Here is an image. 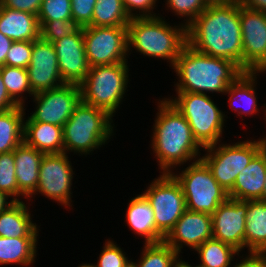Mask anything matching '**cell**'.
<instances>
[{
  "mask_svg": "<svg viewBox=\"0 0 266 267\" xmlns=\"http://www.w3.org/2000/svg\"><path fill=\"white\" fill-rule=\"evenodd\" d=\"M78 267H90V266H89V263L88 264L83 263L82 265H79Z\"/></svg>",
  "mask_w": 266,
  "mask_h": 267,
  "instance_id": "816d5d0a",
  "label": "cell"
},
{
  "mask_svg": "<svg viewBox=\"0 0 266 267\" xmlns=\"http://www.w3.org/2000/svg\"><path fill=\"white\" fill-rule=\"evenodd\" d=\"M15 107H18V105L8 95L0 71V112H4Z\"/></svg>",
  "mask_w": 266,
  "mask_h": 267,
  "instance_id": "7bdbcfd3",
  "label": "cell"
},
{
  "mask_svg": "<svg viewBox=\"0 0 266 267\" xmlns=\"http://www.w3.org/2000/svg\"><path fill=\"white\" fill-rule=\"evenodd\" d=\"M27 71L29 84L34 94L65 84L60 75L53 43L40 37L33 41L31 61Z\"/></svg>",
  "mask_w": 266,
  "mask_h": 267,
  "instance_id": "2e32d148",
  "label": "cell"
},
{
  "mask_svg": "<svg viewBox=\"0 0 266 267\" xmlns=\"http://www.w3.org/2000/svg\"><path fill=\"white\" fill-rule=\"evenodd\" d=\"M67 154L64 152L44 154L39 167L38 187L28 199L39 193L66 208L72 207L71 191L74 172Z\"/></svg>",
  "mask_w": 266,
  "mask_h": 267,
  "instance_id": "7c38bea8",
  "label": "cell"
},
{
  "mask_svg": "<svg viewBox=\"0 0 266 267\" xmlns=\"http://www.w3.org/2000/svg\"><path fill=\"white\" fill-rule=\"evenodd\" d=\"M142 195L154 210L156 229L166 237L186 210L180 183L171 173H162Z\"/></svg>",
  "mask_w": 266,
  "mask_h": 267,
  "instance_id": "30bf717a",
  "label": "cell"
},
{
  "mask_svg": "<svg viewBox=\"0 0 266 267\" xmlns=\"http://www.w3.org/2000/svg\"><path fill=\"white\" fill-rule=\"evenodd\" d=\"M44 153L24 141L14 150L15 175L18 189L29 198L37 189L39 167Z\"/></svg>",
  "mask_w": 266,
  "mask_h": 267,
  "instance_id": "ffe728a7",
  "label": "cell"
},
{
  "mask_svg": "<svg viewBox=\"0 0 266 267\" xmlns=\"http://www.w3.org/2000/svg\"><path fill=\"white\" fill-rule=\"evenodd\" d=\"M125 252L112 240H106L97 265L89 264L90 267H128L131 264Z\"/></svg>",
  "mask_w": 266,
  "mask_h": 267,
  "instance_id": "8d00e7d4",
  "label": "cell"
},
{
  "mask_svg": "<svg viewBox=\"0 0 266 267\" xmlns=\"http://www.w3.org/2000/svg\"><path fill=\"white\" fill-rule=\"evenodd\" d=\"M36 109L24 122H44L63 127L82 101L80 86L63 84L51 90L36 93Z\"/></svg>",
  "mask_w": 266,
  "mask_h": 267,
  "instance_id": "4fadbf2b",
  "label": "cell"
},
{
  "mask_svg": "<svg viewBox=\"0 0 266 267\" xmlns=\"http://www.w3.org/2000/svg\"><path fill=\"white\" fill-rule=\"evenodd\" d=\"M264 112H265V114H264V117L265 118H263V119H265V121H266V108H265V111ZM264 138H266V136Z\"/></svg>",
  "mask_w": 266,
  "mask_h": 267,
  "instance_id": "f5cc1de1",
  "label": "cell"
},
{
  "mask_svg": "<svg viewBox=\"0 0 266 267\" xmlns=\"http://www.w3.org/2000/svg\"><path fill=\"white\" fill-rule=\"evenodd\" d=\"M129 228L145 239V244L164 241V236L156 229L154 210L148 200L139 194L130 200L126 209Z\"/></svg>",
  "mask_w": 266,
  "mask_h": 267,
  "instance_id": "7402d4cb",
  "label": "cell"
},
{
  "mask_svg": "<svg viewBox=\"0 0 266 267\" xmlns=\"http://www.w3.org/2000/svg\"><path fill=\"white\" fill-rule=\"evenodd\" d=\"M240 6L266 12V0H238Z\"/></svg>",
  "mask_w": 266,
  "mask_h": 267,
  "instance_id": "f6af8a7d",
  "label": "cell"
},
{
  "mask_svg": "<svg viewBox=\"0 0 266 267\" xmlns=\"http://www.w3.org/2000/svg\"><path fill=\"white\" fill-rule=\"evenodd\" d=\"M266 182V153L261 149L237 175L233 188L228 192L231 199L239 201L259 200Z\"/></svg>",
  "mask_w": 266,
  "mask_h": 267,
  "instance_id": "d6986e66",
  "label": "cell"
},
{
  "mask_svg": "<svg viewBox=\"0 0 266 267\" xmlns=\"http://www.w3.org/2000/svg\"><path fill=\"white\" fill-rule=\"evenodd\" d=\"M0 32L12 41H34L40 37L38 16L0 4Z\"/></svg>",
  "mask_w": 266,
  "mask_h": 267,
  "instance_id": "44dd1931",
  "label": "cell"
},
{
  "mask_svg": "<svg viewBox=\"0 0 266 267\" xmlns=\"http://www.w3.org/2000/svg\"><path fill=\"white\" fill-rule=\"evenodd\" d=\"M43 0H0L3 7L38 15Z\"/></svg>",
  "mask_w": 266,
  "mask_h": 267,
  "instance_id": "60d3db41",
  "label": "cell"
},
{
  "mask_svg": "<svg viewBox=\"0 0 266 267\" xmlns=\"http://www.w3.org/2000/svg\"><path fill=\"white\" fill-rule=\"evenodd\" d=\"M37 238L0 236V265L30 266L36 260Z\"/></svg>",
  "mask_w": 266,
  "mask_h": 267,
  "instance_id": "4316f807",
  "label": "cell"
},
{
  "mask_svg": "<svg viewBox=\"0 0 266 267\" xmlns=\"http://www.w3.org/2000/svg\"><path fill=\"white\" fill-rule=\"evenodd\" d=\"M40 38L54 42L68 35L77 34L83 27L75 19L39 22Z\"/></svg>",
  "mask_w": 266,
  "mask_h": 267,
  "instance_id": "836d02e7",
  "label": "cell"
},
{
  "mask_svg": "<svg viewBox=\"0 0 266 267\" xmlns=\"http://www.w3.org/2000/svg\"><path fill=\"white\" fill-rule=\"evenodd\" d=\"M156 2L157 0H122L124 9L130 18L158 16L153 12V9H156L154 8Z\"/></svg>",
  "mask_w": 266,
  "mask_h": 267,
  "instance_id": "ab89813d",
  "label": "cell"
},
{
  "mask_svg": "<svg viewBox=\"0 0 266 267\" xmlns=\"http://www.w3.org/2000/svg\"><path fill=\"white\" fill-rule=\"evenodd\" d=\"M264 184H265L264 185V191H263L262 196L259 200L263 203H266V182Z\"/></svg>",
  "mask_w": 266,
  "mask_h": 267,
  "instance_id": "681fc988",
  "label": "cell"
},
{
  "mask_svg": "<svg viewBox=\"0 0 266 267\" xmlns=\"http://www.w3.org/2000/svg\"><path fill=\"white\" fill-rule=\"evenodd\" d=\"M9 197L11 196H9L6 192L0 190V213L7 210L12 204L16 202L12 198H10L11 200H8Z\"/></svg>",
  "mask_w": 266,
  "mask_h": 267,
  "instance_id": "bcb514c9",
  "label": "cell"
},
{
  "mask_svg": "<svg viewBox=\"0 0 266 267\" xmlns=\"http://www.w3.org/2000/svg\"><path fill=\"white\" fill-rule=\"evenodd\" d=\"M200 258V267H230L236 254L240 252L233 246L211 238L201 244L196 250Z\"/></svg>",
  "mask_w": 266,
  "mask_h": 267,
  "instance_id": "f1b7e54d",
  "label": "cell"
},
{
  "mask_svg": "<svg viewBox=\"0 0 266 267\" xmlns=\"http://www.w3.org/2000/svg\"><path fill=\"white\" fill-rule=\"evenodd\" d=\"M53 46L64 83L80 85L90 69L85 53L83 28L75 35L54 41Z\"/></svg>",
  "mask_w": 266,
  "mask_h": 267,
  "instance_id": "ac0fdd59",
  "label": "cell"
},
{
  "mask_svg": "<svg viewBox=\"0 0 266 267\" xmlns=\"http://www.w3.org/2000/svg\"><path fill=\"white\" fill-rule=\"evenodd\" d=\"M167 8L175 15L185 18L183 24L188 27L205 10L208 5L205 0H166Z\"/></svg>",
  "mask_w": 266,
  "mask_h": 267,
  "instance_id": "e575fe53",
  "label": "cell"
},
{
  "mask_svg": "<svg viewBox=\"0 0 266 267\" xmlns=\"http://www.w3.org/2000/svg\"><path fill=\"white\" fill-rule=\"evenodd\" d=\"M178 267H200L198 265L196 266H191L190 264H188V262L183 261L182 259H180V263Z\"/></svg>",
  "mask_w": 266,
  "mask_h": 267,
  "instance_id": "c3c4849f",
  "label": "cell"
},
{
  "mask_svg": "<svg viewBox=\"0 0 266 267\" xmlns=\"http://www.w3.org/2000/svg\"><path fill=\"white\" fill-rule=\"evenodd\" d=\"M83 38L90 67L128 62L127 26H85Z\"/></svg>",
  "mask_w": 266,
  "mask_h": 267,
  "instance_id": "8fae6325",
  "label": "cell"
},
{
  "mask_svg": "<svg viewBox=\"0 0 266 267\" xmlns=\"http://www.w3.org/2000/svg\"><path fill=\"white\" fill-rule=\"evenodd\" d=\"M131 18L124 9L122 0H96L92 26H127Z\"/></svg>",
  "mask_w": 266,
  "mask_h": 267,
  "instance_id": "4dcf8cb0",
  "label": "cell"
},
{
  "mask_svg": "<svg viewBox=\"0 0 266 267\" xmlns=\"http://www.w3.org/2000/svg\"><path fill=\"white\" fill-rule=\"evenodd\" d=\"M0 190L6 192L14 201L27 197L18 189L15 175L14 151L0 154ZM17 197V198H16Z\"/></svg>",
  "mask_w": 266,
  "mask_h": 267,
  "instance_id": "d6a6232c",
  "label": "cell"
},
{
  "mask_svg": "<svg viewBox=\"0 0 266 267\" xmlns=\"http://www.w3.org/2000/svg\"><path fill=\"white\" fill-rule=\"evenodd\" d=\"M245 247L248 252L266 253V203L247 200Z\"/></svg>",
  "mask_w": 266,
  "mask_h": 267,
  "instance_id": "484cf974",
  "label": "cell"
},
{
  "mask_svg": "<svg viewBox=\"0 0 266 267\" xmlns=\"http://www.w3.org/2000/svg\"><path fill=\"white\" fill-rule=\"evenodd\" d=\"M13 41L0 32V67L5 65V58Z\"/></svg>",
  "mask_w": 266,
  "mask_h": 267,
  "instance_id": "ee69618b",
  "label": "cell"
},
{
  "mask_svg": "<svg viewBox=\"0 0 266 267\" xmlns=\"http://www.w3.org/2000/svg\"><path fill=\"white\" fill-rule=\"evenodd\" d=\"M171 174L182 187L188 210L212 215L229 198L228 192L214 179L202 159L193 160L179 174Z\"/></svg>",
  "mask_w": 266,
  "mask_h": 267,
  "instance_id": "ba28073f",
  "label": "cell"
},
{
  "mask_svg": "<svg viewBox=\"0 0 266 267\" xmlns=\"http://www.w3.org/2000/svg\"><path fill=\"white\" fill-rule=\"evenodd\" d=\"M243 260L236 263L233 267H266V253H252L249 252V255L245 258L241 257ZM232 267V266H230Z\"/></svg>",
  "mask_w": 266,
  "mask_h": 267,
  "instance_id": "b9f144b4",
  "label": "cell"
},
{
  "mask_svg": "<svg viewBox=\"0 0 266 267\" xmlns=\"http://www.w3.org/2000/svg\"><path fill=\"white\" fill-rule=\"evenodd\" d=\"M71 14L82 27L92 26L93 9L96 0H70Z\"/></svg>",
  "mask_w": 266,
  "mask_h": 267,
  "instance_id": "f35d334b",
  "label": "cell"
},
{
  "mask_svg": "<svg viewBox=\"0 0 266 267\" xmlns=\"http://www.w3.org/2000/svg\"><path fill=\"white\" fill-rule=\"evenodd\" d=\"M4 85L6 86L8 95L18 105L25 107L24 97L22 94L28 93L30 96L35 94L29 84L28 71L21 67H0ZM21 96V97H20Z\"/></svg>",
  "mask_w": 266,
  "mask_h": 267,
  "instance_id": "1f68e13d",
  "label": "cell"
},
{
  "mask_svg": "<svg viewBox=\"0 0 266 267\" xmlns=\"http://www.w3.org/2000/svg\"><path fill=\"white\" fill-rule=\"evenodd\" d=\"M112 121V116L105 110L81 101L63 126L64 153L89 155L107 144L114 135Z\"/></svg>",
  "mask_w": 266,
  "mask_h": 267,
  "instance_id": "5b68a950",
  "label": "cell"
},
{
  "mask_svg": "<svg viewBox=\"0 0 266 267\" xmlns=\"http://www.w3.org/2000/svg\"><path fill=\"white\" fill-rule=\"evenodd\" d=\"M261 71L243 72L224 93L229 95V105L235 113L243 117L244 115L258 114L259 108L256 95V80ZM245 105V106H244ZM237 106V107H236Z\"/></svg>",
  "mask_w": 266,
  "mask_h": 267,
  "instance_id": "603a6c76",
  "label": "cell"
},
{
  "mask_svg": "<svg viewBox=\"0 0 266 267\" xmlns=\"http://www.w3.org/2000/svg\"><path fill=\"white\" fill-rule=\"evenodd\" d=\"M159 101L150 145L160 173H172L174 168L188 161L201 159L202 147L195 140L185 117L168 98Z\"/></svg>",
  "mask_w": 266,
  "mask_h": 267,
  "instance_id": "7a4b0ae2",
  "label": "cell"
},
{
  "mask_svg": "<svg viewBox=\"0 0 266 267\" xmlns=\"http://www.w3.org/2000/svg\"><path fill=\"white\" fill-rule=\"evenodd\" d=\"M262 149L266 153V138H261Z\"/></svg>",
  "mask_w": 266,
  "mask_h": 267,
  "instance_id": "f907efd6",
  "label": "cell"
},
{
  "mask_svg": "<svg viewBox=\"0 0 266 267\" xmlns=\"http://www.w3.org/2000/svg\"><path fill=\"white\" fill-rule=\"evenodd\" d=\"M25 107L0 112V154L8 153L23 142Z\"/></svg>",
  "mask_w": 266,
  "mask_h": 267,
  "instance_id": "83f0119b",
  "label": "cell"
},
{
  "mask_svg": "<svg viewBox=\"0 0 266 267\" xmlns=\"http://www.w3.org/2000/svg\"><path fill=\"white\" fill-rule=\"evenodd\" d=\"M243 72L266 69V19L264 12L240 6Z\"/></svg>",
  "mask_w": 266,
  "mask_h": 267,
  "instance_id": "5bb4252c",
  "label": "cell"
},
{
  "mask_svg": "<svg viewBox=\"0 0 266 267\" xmlns=\"http://www.w3.org/2000/svg\"><path fill=\"white\" fill-rule=\"evenodd\" d=\"M194 50L234 62L243 71L240 5H208L187 27Z\"/></svg>",
  "mask_w": 266,
  "mask_h": 267,
  "instance_id": "6da1fadb",
  "label": "cell"
},
{
  "mask_svg": "<svg viewBox=\"0 0 266 267\" xmlns=\"http://www.w3.org/2000/svg\"><path fill=\"white\" fill-rule=\"evenodd\" d=\"M23 141L44 154L64 152L61 126L44 122H24Z\"/></svg>",
  "mask_w": 266,
  "mask_h": 267,
  "instance_id": "cb8c5ba5",
  "label": "cell"
},
{
  "mask_svg": "<svg viewBox=\"0 0 266 267\" xmlns=\"http://www.w3.org/2000/svg\"><path fill=\"white\" fill-rule=\"evenodd\" d=\"M247 201L228 198L212 216L213 238L233 246L241 252L245 249V224Z\"/></svg>",
  "mask_w": 266,
  "mask_h": 267,
  "instance_id": "9a60e30c",
  "label": "cell"
},
{
  "mask_svg": "<svg viewBox=\"0 0 266 267\" xmlns=\"http://www.w3.org/2000/svg\"><path fill=\"white\" fill-rule=\"evenodd\" d=\"M207 5H228L232 3H237L238 0H205Z\"/></svg>",
  "mask_w": 266,
  "mask_h": 267,
  "instance_id": "7dc6e473",
  "label": "cell"
},
{
  "mask_svg": "<svg viewBox=\"0 0 266 267\" xmlns=\"http://www.w3.org/2000/svg\"><path fill=\"white\" fill-rule=\"evenodd\" d=\"M181 24L170 26L160 15L131 18L127 25L128 53L134 47L143 56L168 60L173 67L188 44L187 27Z\"/></svg>",
  "mask_w": 266,
  "mask_h": 267,
  "instance_id": "277c9868",
  "label": "cell"
},
{
  "mask_svg": "<svg viewBox=\"0 0 266 267\" xmlns=\"http://www.w3.org/2000/svg\"><path fill=\"white\" fill-rule=\"evenodd\" d=\"M128 62L90 67L79 85L82 102L103 109L112 117L122 104L128 88Z\"/></svg>",
  "mask_w": 266,
  "mask_h": 267,
  "instance_id": "52a82bcc",
  "label": "cell"
},
{
  "mask_svg": "<svg viewBox=\"0 0 266 267\" xmlns=\"http://www.w3.org/2000/svg\"><path fill=\"white\" fill-rule=\"evenodd\" d=\"M33 41H13L9 48L5 65L27 69L31 61Z\"/></svg>",
  "mask_w": 266,
  "mask_h": 267,
  "instance_id": "74e56055",
  "label": "cell"
},
{
  "mask_svg": "<svg viewBox=\"0 0 266 267\" xmlns=\"http://www.w3.org/2000/svg\"><path fill=\"white\" fill-rule=\"evenodd\" d=\"M37 16L39 22L71 19V1L43 0Z\"/></svg>",
  "mask_w": 266,
  "mask_h": 267,
  "instance_id": "d590c367",
  "label": "cell"
},
{
  "mask_svg": "<svg viewBox=\"0 0 266 267\" xmlns=\"http://www.w3.org/2000/svg\"><path fill=\"white\" fill-rule=\"evenodd\" d=\"M29 207L23 201H16L0 213V236L37 237L39 229L31 219Z\"/></svg>",
  "mask_w": 266,
  "mask_h": 267,
  "instance_id": "d4e9b609",
  "label": "cell"
},
{
  "mask_svg": "<svg viewBox=\"0 0 266 267\" xmlns=\"http://www.w3.org/2000/svg\"><path fill=\"white\" fill-rule=\"evenodd\" d=\"M211 98L207 94L185 92L168 99L185 117L203 149L221 142L227 116Z\"/></svg>",
  "mask_w": 266,
  "mask_h": 267,
  "instance_id": "8992f818",
  "label": "cell"
},
{
  "mask_svg": "<svg viewBox=\"0 0 266 267\" xmlns=\"http://www.w3.org/2000/svg\"><path fill=\"white\" fill-rule=\"evenodd\" d=\"M172 69L179 76L174 85L177 93L224 94L228 86L243 73L234 62L200 53L188 44Z\"/></svg>",
  "mask_w": 266,
  "mask_h": 267,
  "instance_id": "3957f363",
  "label": "cell"
},
{
  "mask_svg": "<svg viewBox=\"0 0 266 267\" xmlns=\"http://www.w3.org/2000/svg\"><path fill=\"white\" fill-rule=\"evenodd\" d=\"M138 263L131 261L134 267H178L179 254L165 241L144 244Z\"/></svg>",
  "mask_w": 266,
  "mask_h": 267,
  "instance_id": "f546056e",
  "label": "cell"
},
{
  "mask_svg": "<svg viewBox=\"0 0 266 267\" xmlns=\"http://www.w3.org/2000/svg\"><path fill=\"white\" fill-rule=\"evenodd\" d=\"M213 238L212 216L186 209L164 241L180 254L183 246L196 250Z\"/></svg>",
  "mask_w": 266,
  "mask_h": 267,
  "instance_id": "e0dca14e",
  "label": "cell"
},
{
  "mask_svg": "<svg viewBox=\"0 0 266 267\" xmlns=\"http://www.w3.org/2000/svg\"><path fill=\"white\" fill-rule=\"evenodd\" d=\"M262 149L261 138L235 144H217L202 149L206 154L201 159L210 169L214 179L229 192L239 172Z\"/></svg>",
  "mask_w": 266,
  "mask_h": 267,
  "instance_id": "9c48e42d",
  "label": "cell"
}]
</instances>
